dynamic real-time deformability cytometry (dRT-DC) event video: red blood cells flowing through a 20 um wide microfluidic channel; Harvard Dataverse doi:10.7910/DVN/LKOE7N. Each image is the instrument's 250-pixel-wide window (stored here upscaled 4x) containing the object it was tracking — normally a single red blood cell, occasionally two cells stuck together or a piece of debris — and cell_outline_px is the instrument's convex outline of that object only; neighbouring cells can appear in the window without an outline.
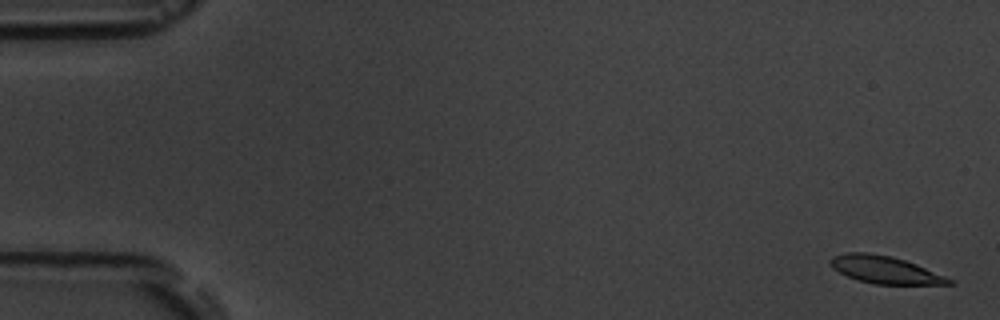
{"species": "common noctule bat (a hibernating species)", "species_latin": "Nyctalus noctula", "temperature_condition": "room temperature", "stored_images_in_passage": 17, "camera_frame_rate_fps": 3000, "um_per_image_px": 0.085, "animal": {"sex": "male", "body_mass_g": 19.5, "forearm_length_mm": 54.6}, "frame": {"image": 1, "passage_image": 1, "time_ms": 0.0, "image_size_px": [1000, 320], "cell_outline_px": [[956, 284], [872, 284], [848, 276], [832, 268], [828, 264], [828, 260], [832, 256], [844, 252], [868, 252], [892, 256], [916, 264], [944, 276], [952, 280]], "centroid_in_image_um": [75.16, 22.91], "position_along_channel_um": 9.8, "area_um2": 18.9}}
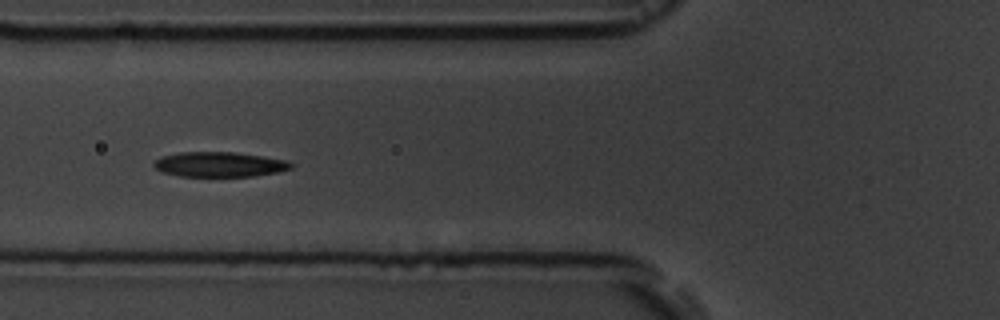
{"frame": {"image": 2, "passage_image": 7, "time_ms": 6.667, "image_size_px": [1000, 320], "cell_outline_px": [[292, 168], [276, 172], [252, 176], [180, 176], [160, 172], [152, 164], [156, 160], [164, 156], [180, 152], [236, 152], [264, 156], [288, 160], [292, 164]], "centroid_in_image_um": [18.66, 13.97], "position_along_channel_um": 107.1, "area_um2": 19.88}}
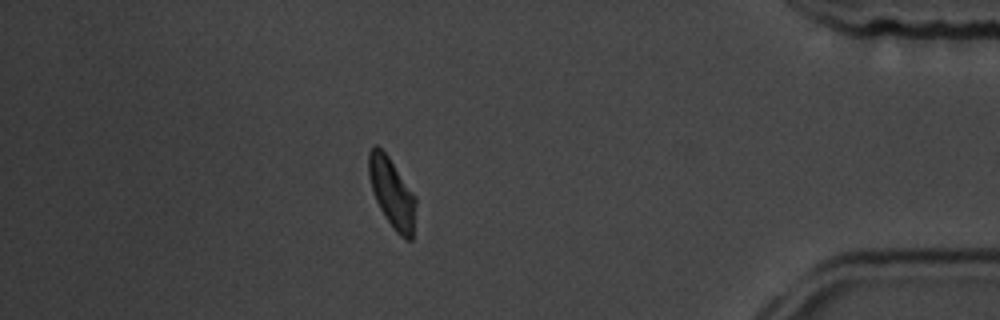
{"frame": {"image": 3, "passage_image": 15, "time_ms": 16.0, "image_size_px": [1000, 320], "cell_outline_px": [[416, 204], [412, 240], [404, 240], [396, 232], [384, 216], [372, 192], [368, 176], [368, 152], [376, 144], [388, 156], [416, 196]], "centroid_in_image_um": [33.31, 16.41], "position_along_channel_um": 401.9, "area_um2": 19.19}, "authors_computed_cell_mechanics": {"area_um2": 19.8832, "velocity_mm_per_s": 3.5973, "shape_relaxation_time_tau1_ms": 2.4304, "shape_relaxation_time_tau2_ms": 5.1093, "deformation_change_tau1": 0.1128, "deformation_change_tau2": 0.0995}}